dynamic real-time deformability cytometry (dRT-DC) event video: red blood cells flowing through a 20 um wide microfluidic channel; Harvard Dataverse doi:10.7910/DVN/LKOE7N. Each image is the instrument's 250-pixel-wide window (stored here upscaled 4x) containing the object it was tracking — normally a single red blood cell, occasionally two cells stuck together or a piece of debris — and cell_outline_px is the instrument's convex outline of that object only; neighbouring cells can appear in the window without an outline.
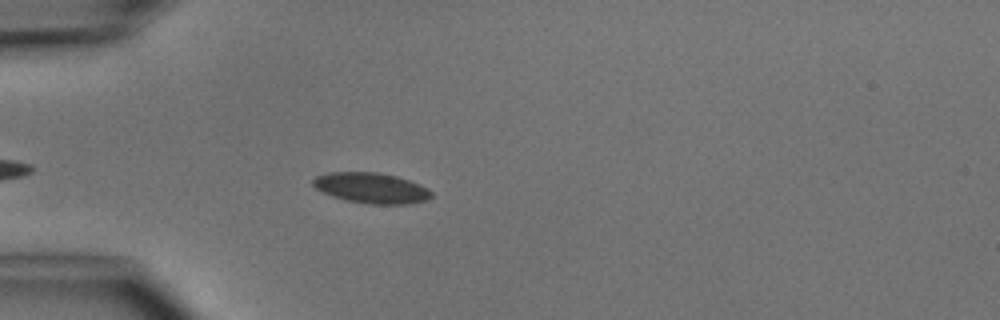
{"species": "common noctule bat (a hibernating species)", "species_latin": "Nyctalus noctula", "temperature_condition": "cold", "stored_images_in_passage": 4, "camera_frame_rate_fps": 3000, "um_per_image_px": 0.085, "animal": {"sex": "male", "body_mass_g": 15.6}, "frame": {"image": 1, "passage_image": 4, "time_ms": 4.333, "image_size_px": [1000, 320], "cell_outline_px": [[432, 196], [428, 200], [412, 204], [368, 204], [344, 200], [332, 196], [316, 188], [312, 184], [312, 180], [316, 176], [328, 172], [376, 172], [396, 176], [420, 184], [428, 188], [432, 192]], "centroid_in_image_um": [31.58, 15.99], "position_along_channel_um": 53.4, "area_um2": 21.21}}